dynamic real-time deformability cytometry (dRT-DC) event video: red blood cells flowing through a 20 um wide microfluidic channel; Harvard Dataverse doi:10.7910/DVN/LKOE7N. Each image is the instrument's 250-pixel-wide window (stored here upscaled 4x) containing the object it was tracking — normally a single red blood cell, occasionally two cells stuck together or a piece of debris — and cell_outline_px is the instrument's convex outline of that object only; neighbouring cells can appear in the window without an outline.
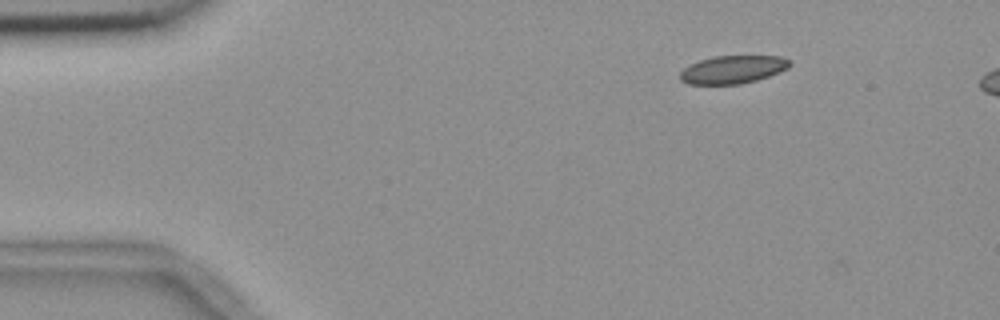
{"species": "common noctule bat (a hibernating species)", "species_latin": "Nyctalus noctula", "temperature_condition": "room temperature", "stored_images_in_passage": 4, "camera_frame_rate_fps": 3000, "um_per_image_px": 0.085, "animal": {"sex": "female", "body_mass_g": 18.4}, "frame": {"image": 1, "passage_image": 1, "time_ms": 0.0, "image_size_px": [1000, 320], "cell_outline_px": [[792, 64], [788, 68], [768, 76], [756, 80], [740, 84], [688, 84], [680, 80], [680, 72], [684, 68], [700, 60], [716, 56], [780, 56], [788, 60]], "centroid_in_image_um": [62.28, 5.91], "position_along_channel_um": 22.7, "area_um2": 17.69}}